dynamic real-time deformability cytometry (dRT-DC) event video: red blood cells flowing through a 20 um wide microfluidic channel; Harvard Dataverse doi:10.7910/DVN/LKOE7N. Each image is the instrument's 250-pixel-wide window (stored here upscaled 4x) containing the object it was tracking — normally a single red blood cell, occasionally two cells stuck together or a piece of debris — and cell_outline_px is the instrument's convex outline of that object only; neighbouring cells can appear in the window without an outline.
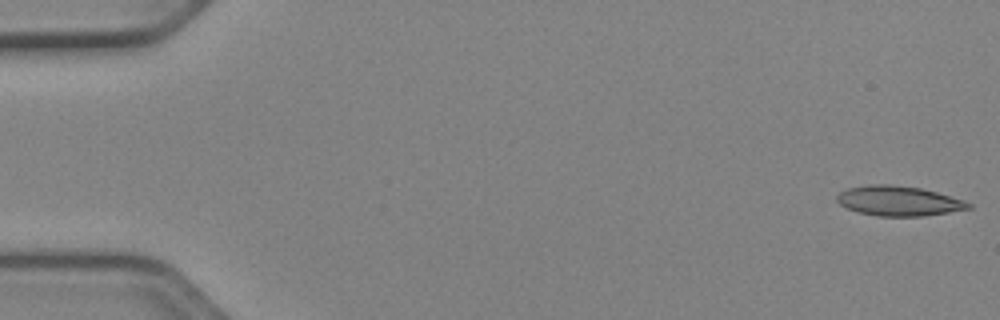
{"species": "Egyptian fruit bat (a non-hibernating species)", "species_latin": "Rousettus aegyptiacus", "temperature_condition": "cold", "stored_images_in_passage": 12, "camera_frame_rate_fps": 3000, "um_per_image_px": 0.085, "animal": {"sex": "female"}, "frame": {"image": 1, "passage_image": 1, "time_ms": 0.0, "image_size_px": [1000, 320], "cell_outline_px": [[972, 208], [924, 216], [876, 216], [856, 212], [840, 204], [836, 200], [836, 196], [840, 192], [848, 188], [868, 184], [892, 184], [920, 188], [936, 192], [964, 200], [972, 204]], "centroid_in_image_um": [76.36, 17.08], "position_along_channel_um": 8.6, "area_um2": 22.95}}